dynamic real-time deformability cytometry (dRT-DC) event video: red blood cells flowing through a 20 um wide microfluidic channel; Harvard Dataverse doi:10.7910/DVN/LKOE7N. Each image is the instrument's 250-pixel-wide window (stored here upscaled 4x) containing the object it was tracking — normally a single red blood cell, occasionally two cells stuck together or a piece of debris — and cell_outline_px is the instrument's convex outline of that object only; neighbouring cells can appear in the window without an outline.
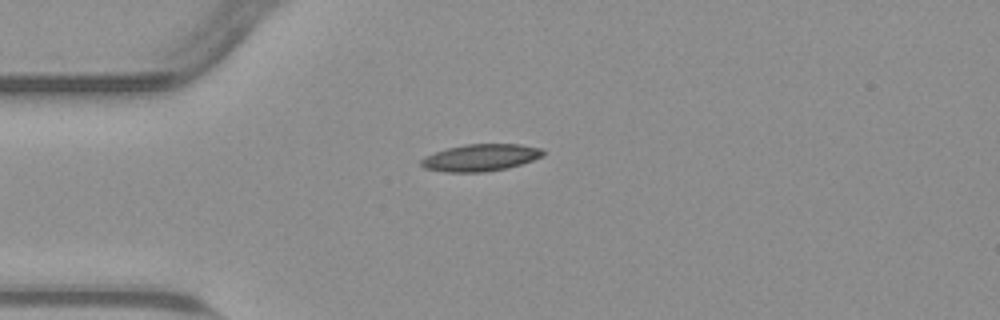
{"species": "common noctule bat (a hibernating species)", "species_latin": "Nyctalus noctula", "temperature_condition": "warm", "stored_images_in_passage": 35, "camera_frame_rate_fps": 3000, "um_per_image_px": 0.085, "animal": {"sex": "male", "body_mass_g": 23.1, "forearm_length_mm": 52.7}, "frame": {"image": 1, "passage_image": 1, "time_ms": 0.0, "image_size_px": [1000, 320], "cell_outline_px": [[544, 152], [540, 156], [532, 160], [508, 168], [484, 172], [444, 172], [424, 168], [420, 164], [420, 160], [424, 156], [448, 148], [464, 144], [520, 144], [544, 148]], "centroid_in_image_um": [40.82, 13.39], "position_along_channel_um": 44.2, "area_um2": 19.19}}
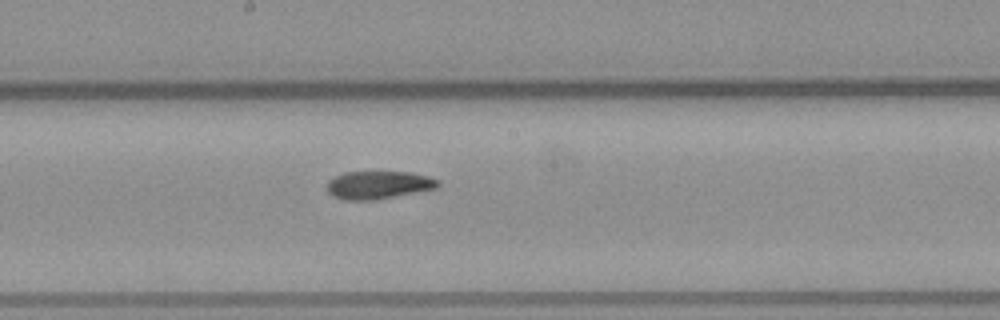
{"frame": {"image": 2, "passage_image": 16, "time_ms": 5.0, "image_size_px": [1000, 320], "cell_outline_px": [[440, 184], [436, 188], [376, 200], [344, 200], [332, 196], [324, 188], [328, 180], [344, 172], [412, 172], [428, 176], [440, 180]], "centroid_in_image_um": [32.13, 15.72], "position_along_channel_um": 216.1, "area_um2": 18.26}}
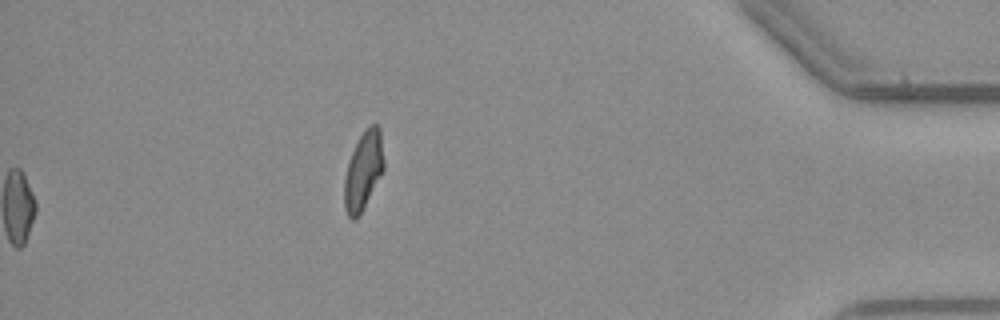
{"frame": {"image": 3, "passage_image": 35, "time_ms": 11.333, "image_size_px": [1000, 320], "cell_outline_px": [[384, 168], [356, 220], [352, 220], [348, 216], [344, 208], [344, 180], [348, 160], [364, 128], [372, 124], [376, 124], [380, 128], [384, 160]], "centroid_in_image_um": [30.87, 14.48], "position_along_channel_um": 404.3, "area_um2": 17.8}, "authors_computed_cell_mechanics": {"area_um2": 18.496, "velocity_mm_per_s": 3.7867, "shape_relaxation_time_tau1_ms": null, "shape_relaxation_time_tau2_ms": 5.5087, "deformation_change_tau1": null, "deformation_change_tau2": 0.1276}}